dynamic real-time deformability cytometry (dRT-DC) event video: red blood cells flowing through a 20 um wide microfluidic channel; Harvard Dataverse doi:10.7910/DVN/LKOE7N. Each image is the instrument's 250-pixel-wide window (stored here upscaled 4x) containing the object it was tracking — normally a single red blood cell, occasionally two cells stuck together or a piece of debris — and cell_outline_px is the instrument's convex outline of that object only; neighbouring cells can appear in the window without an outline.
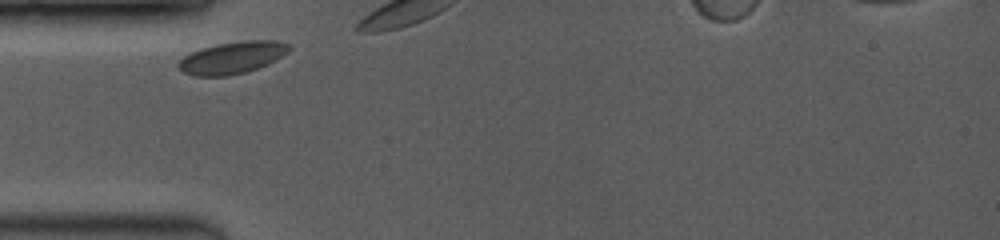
{"species": "common noctule bat (a hibernating species)", "species_latin": "Nyctalus noctula", "temperature_condition": "room temperature", "stored_images_in_passage": 4, "camera_frame_rate_fps": 3500, "um_per_image_px": 0.085, "animal": {"sex": "female", "body_mass_g": 19.0, "forearm_length_mm": 53.3}, "frame": {"image": 1, "passage_image": 1, "time_ms": 0.0, "image_size_px": [1000, 240], "cell_outline_px": [[292, 48], [288, 52], [276, 60], [268, 64], [244, 72], [228, 76], [192, 76], [176, 68], [176, 64], [184, 56], [200, 48], [216, 44], [244, 40], [276, 40], [288, 44]], "centroid_in_image_um": [19.72, 4.9], "position_along_channel_um": 65.3, "area_um2": 20.81}}